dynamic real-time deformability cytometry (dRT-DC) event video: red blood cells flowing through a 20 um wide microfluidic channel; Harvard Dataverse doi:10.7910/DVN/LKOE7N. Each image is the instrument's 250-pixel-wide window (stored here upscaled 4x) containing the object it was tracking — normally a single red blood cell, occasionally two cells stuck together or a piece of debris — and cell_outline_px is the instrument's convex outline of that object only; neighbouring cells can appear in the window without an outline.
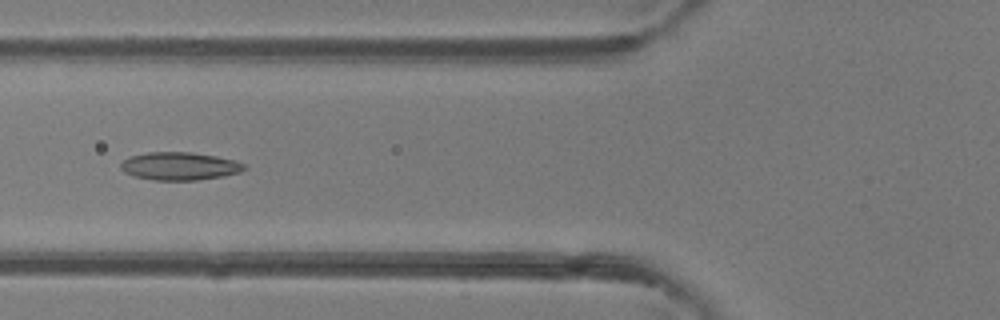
{"species": "common noctule bat (a hibernating species)", "species_latin": "Nyctalus noctula", "temperature_condition": "room temperature", "stored_images_in_passage": 47, "camera_frame_rate_fps": 3000, "um_per_image_px": 0.085, "animal": {"sex": "female"}, "frame": {"image": 1, "passage_image": 18, "time_ms": 5.667, "image_size_px": [1000, 320], "cell_outline_px": [[248, 168], [240, 172], [224, 176], [196, 180], [152, 180], [132, 176], [124, 172], [120, 168], [120, 164], [128, 156], [148, 152], [192, 152], [216, 156], [236, 160], [244, 164]], "centroid_in_image_um": [15.26, 14.12], "position_along_channel_um": 110.5, "area_um2": 20.35}}
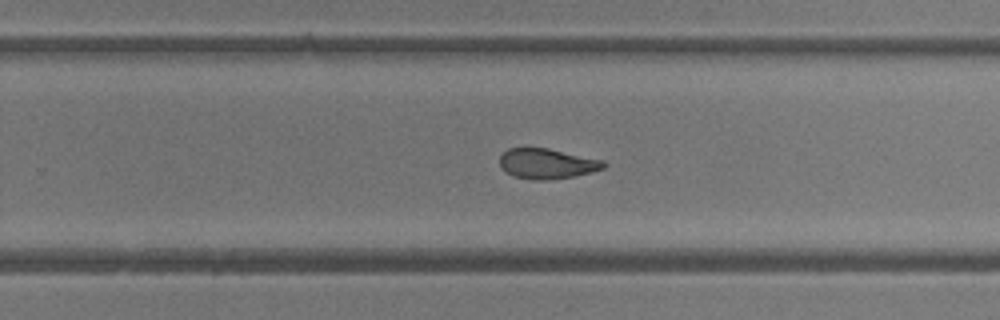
{"frame": {"image": 2, "passage_image": 30, "time_ms": 9.667, "image_size_px": [1000, 320], "cell_outline_px": [[608, 164], [604, 168], [592, 172], [572, 176], [544, 180], [532, 180], [512, 176], [500, 168], [500, 156], [508, 148], [548, 148], [604, 160]], "centroid_in_image_um": [46.49, 13.91], "position_along_channel_um": 283.3, "area_um2": 18.38}}
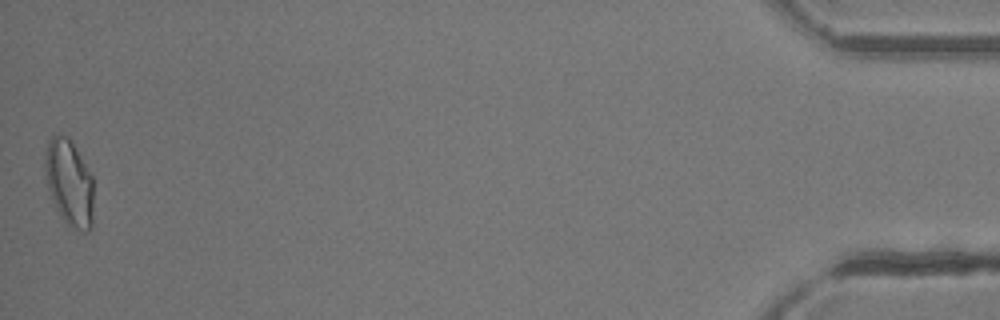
{"frame": {"image": 3, "passage_image": 47, "time_ms": 15.333, "image_size_px": [1000, 320], "cell_outline_px": [[92, 228], [88, 232], [84, 232], [68, 224], [64, 220], [56, 208], [52, 200], [48, 188], [44, 168], [44, 152], [48, 140], [52, 136], [68, 136], [72, 140], [92, 176]], "centroid_in_image_um": [5.87, 15.5], "position_along_channel_um": 429.3, "area_um2": 24.39}, "authors_computed_cell_mechanics": {"area_um2": 20.23, "velocity_mm_per_s": 4.3269, "shape_relaxation_time_tau1_ms": 5.7954, "shape_relaxation_time_tau2_ms": 2.2537, "deformation_change_tau1": 0.1523, "deformation_change_tau2": 0.0865}}